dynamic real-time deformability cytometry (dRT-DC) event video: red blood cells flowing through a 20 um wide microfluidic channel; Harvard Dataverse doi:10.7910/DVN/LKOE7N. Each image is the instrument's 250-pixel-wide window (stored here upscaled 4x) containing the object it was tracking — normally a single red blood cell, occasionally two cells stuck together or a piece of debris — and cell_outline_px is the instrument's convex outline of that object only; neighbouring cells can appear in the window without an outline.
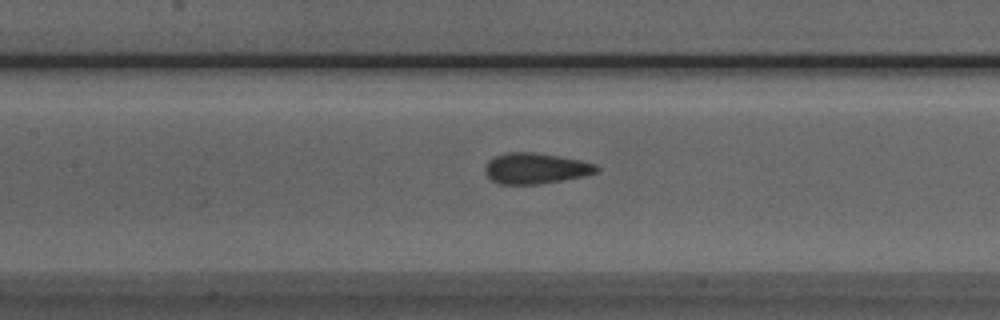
{"species": "Egyptian fruit bat (a non-hibernating species)", "species_latin": "Rousettus aegyptiacus", "temperature_condition": "room temperature", "stored_images_in_passage": 26, "camera_frame_rate_fps": 3000, "um_per_image_px": 0.085, "animal": {"sex": "male"}, "frame": {"image": 1, "passage_image": 12, "time_ms": 3.667, "image_size_px": [1000, 320], "cell_outline_px": [[600, 172], [584, 176], [564, 180], [540, 184], [500, 184], [492, 180], [488, 176], [484, 168], [488, 160], [504, 152], [532, 152], [560, 156], [580, 160], [596, 164], [600, 168]], "centroid_in_image_um": [45.56, 14.31], "position_along_channel_um": 161.8, "area_um2": 20.17}}
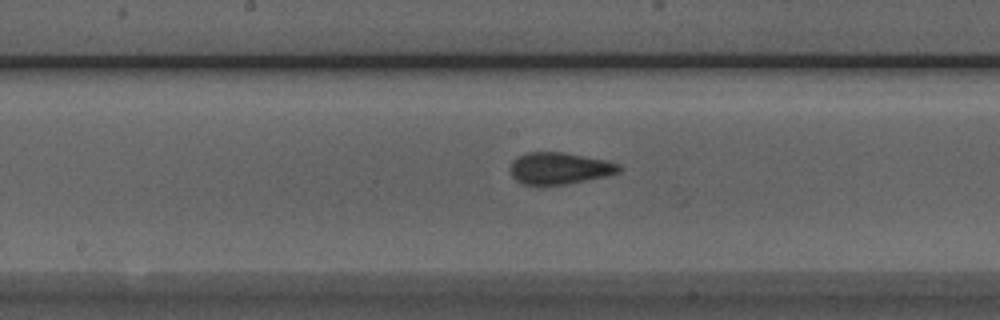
{"frame": {"image": 2, "passage_image": 15, "time_ms": 4.667, "image_size_px": [1000, 320], "cell_outline_px": [[624, 168], [620, 172], [608, 176], [564, 184], [524, 184], [516, 180], [512, 176], [512, 160], [516, 156], [528, 152], [564, 152], [608, 160], [620, 164]], "centroid_in_image_um": [47.62, 14.28], "position_along_channel_um": 200.6, "area_um2": 20.17}}
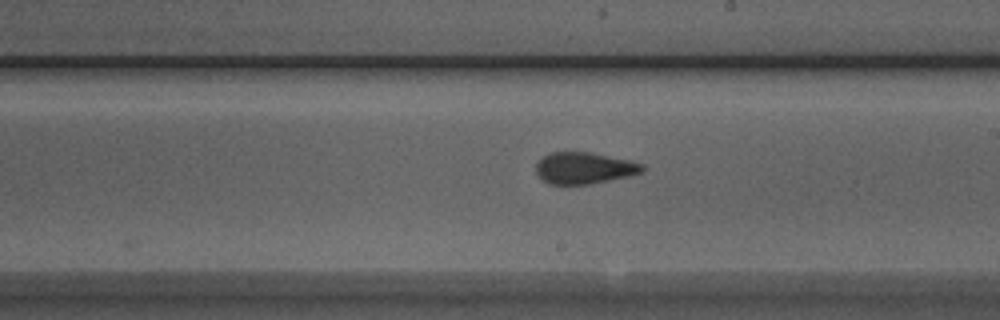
{"frame": {"image": 3, "passage_image": 18, "time_ms": 5.667, "image_size_px": [1000, 320], "cell_outline_px": [[644, 168], [640, 172], [628, 176], [588, 184], [548, 184], [536, 172], [536, 164], [544, 156], [552, 152], [592, 152], [628, 160], [644, 164]], "centroid_in_image_um": [49.64, 14.27], "position_along_channel_um": 239.4, "area_um2": 19.25}}